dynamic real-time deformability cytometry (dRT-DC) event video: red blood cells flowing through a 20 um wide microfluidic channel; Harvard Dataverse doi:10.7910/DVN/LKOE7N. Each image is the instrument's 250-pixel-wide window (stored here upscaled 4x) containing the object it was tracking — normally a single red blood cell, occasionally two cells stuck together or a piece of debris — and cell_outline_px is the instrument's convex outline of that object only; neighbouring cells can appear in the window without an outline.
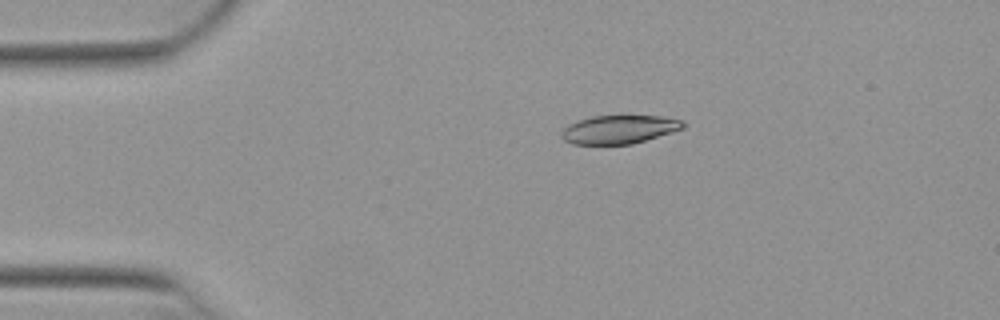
{"species": "Egyptian fruit bat (a non-hibernating species)", "species_latin": "Rousettus aegyptiacus", "temperature_condition": "warm", "stored_images_in_passage": 43, "camera_frame_rate_fps": 3000, "um_per_image_px": 0.085, "animal": {"sex": "female"}, "frame": {"image": 1, "passage_image": 2, "time_ms": 0.333, "image_size_px": [1000, 320], "cell_outline_px": [[684, 128], [672, 132], [632, 144], [572, 144], [564, 140], [560, 136], [564, 128], [568, 124], [592, 116], [620, 112], [660, 116], [684, 120]], "centroid_in_image_um": [52.64, 10.94], "position_along_channel_um": 32.4, "area_um2": 21.04}}
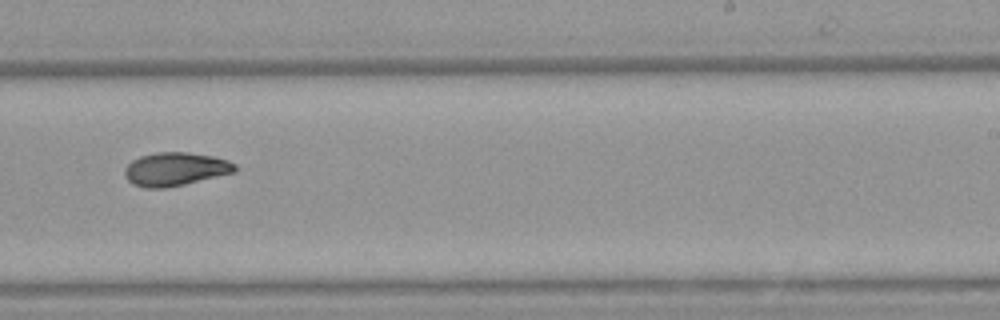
{"frame": {"image": 2, "passage_image": 24, "time_ms": 7.667, "image_size_px": [1000, 320], "cell_outline_px": [[236, 172], [184, 184], [164, 188], [144, 188], [132, 184], [124, 176], [124, 168], [132, 160], [140, 156], [156, 152], [188, 152], [212, 156], [228, 160], [236, 164]], "centroid_in_image_um": [14.88, 14.37], "position_along_channel_um": 274.1, "area_um2": 21.56}}
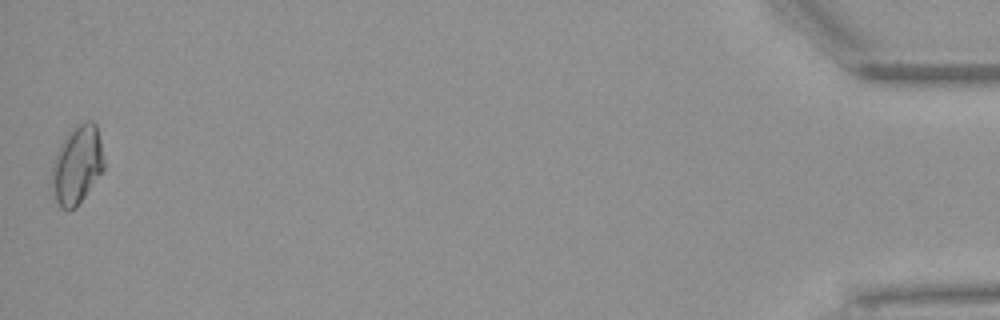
{"frame": {"image": 3, "passage_image": 43, "time_ms": 14.0, "image_size_px": [1000, 320], "cell_outline_px": [[104, 168], [76, 208], [68, 212], [60, 208], [56, 200], [52, 188], [52, 164], [56, 152], [60, 144], [68, 132], [72, 128], [84, 120], [92, 120], [96, 124], [100, 140], [104, 160]], "centroid_in_image_um": [6.54, 14.01], "position_along_channel_um": 428.7, "area_um2": 23.87}, "authors_computed_cell_mechanics": {"area_um2": 21.2126, "velocity_mm_per_s": 3.9456, "shape_relaxation_time_tau1_ms": 9.4743, "shape_relaxation_time_tau2_ms": null, "deformation_change_tau1": 0.2202, "deformation_change_tau2": null}}